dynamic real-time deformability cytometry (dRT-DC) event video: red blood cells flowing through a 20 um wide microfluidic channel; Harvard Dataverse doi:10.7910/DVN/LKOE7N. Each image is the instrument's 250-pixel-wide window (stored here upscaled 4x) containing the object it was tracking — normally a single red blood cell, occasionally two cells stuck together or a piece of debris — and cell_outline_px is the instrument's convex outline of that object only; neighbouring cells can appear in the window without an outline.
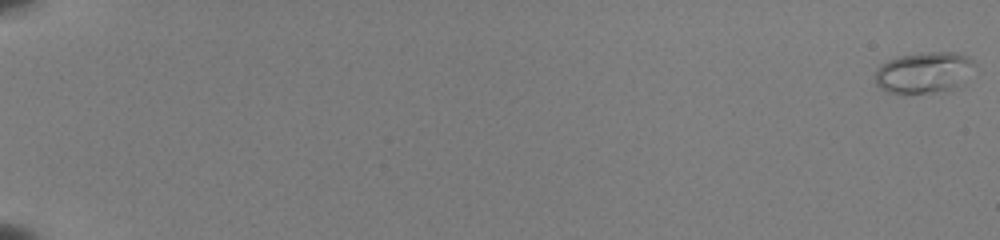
{"species": "common noctule bat (a hibernating species)", "species_latin": "Nyctalus noctula", "temperature_condition": "room temperature", "stored_images_in_passage": 55, "camera_frame_rate_fps": 3000, "um_per_image_px": 0.085, "animal": {"sex": "female", "body_mass_g": 22.0, "forearm_length_mm": 56.7}, "frame": {"image": 1, "passage_image": 1, "time_ms": 0.0, "image_size_px": [1000, 240], "cell_outline_px": [[976, 64], [956, 88], [948, 92], [900, 96], [888, 92], [880, 88], [876, 84], [876, 68], [880, 64], [888, 60], [900, 56], [924, 52], [956, 52], [968, 56]], "centroid_in_image_um": [78.5, 6.21], "position_along_channel_um": 6.5, "area_um2": 24.57}}
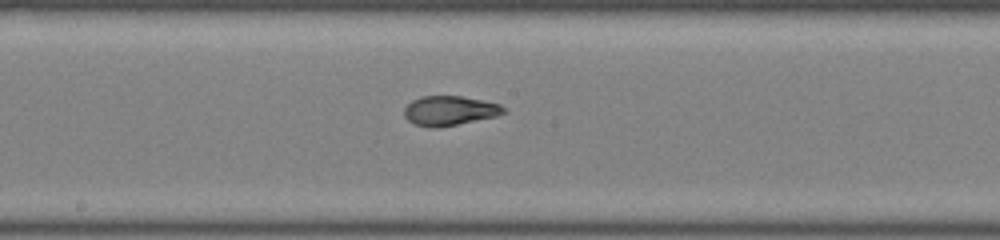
{"frame": {"image": 2, "passage_image": 33, "time_ms": 10.667, "image_size_px": [1000, 240], "cell_outline_px": [[508, 112], [496, 116], [436, 128], [432, 128], [416, 124], [408, 120], [404, 116], [404, 108], [412, 100], [420, 96], [460, 96], [500, 104]], "centroid_in_image_um": [38.2, 9.4], "position_along_channel_um": 210.0, "area_um2": 16.94}}
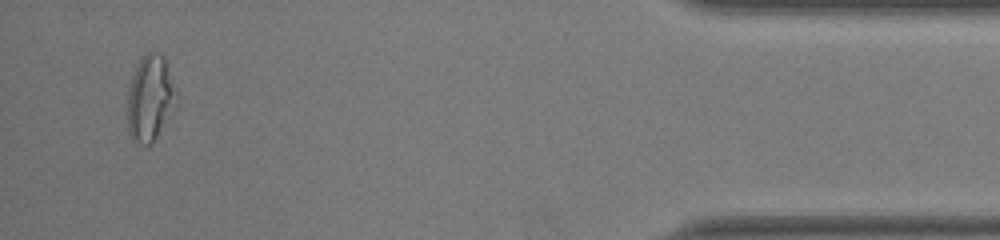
{"frame": {"image": 3, "passage_image": 53, "time_ms": 17.333, "image_size_px": [1000, 240], "cell_outline_px": [[176, 92], [156, 136], [152, 144], [140, 144], [132, 140], [128, 132], [128, 88], [136, 64], [140, 56], [148, 52], [160, 52], [164, 56]], "centroid_in_image_um": [12.67, 8.27], "position_along_channel_um": 422.5, "area_um2": 23.41}, "authors_computed_cell_mechanics": {"area_um2": 17.4556, "velocity_mm_per_s": 3.9851, "shape_relaxation_time_tau1_ms": 9.05, "shape_relaxation_time_tau2_ms": 0.9946, "deformation_change_tau1": 0.299, "deformation_change_tau2": 0.0685}}